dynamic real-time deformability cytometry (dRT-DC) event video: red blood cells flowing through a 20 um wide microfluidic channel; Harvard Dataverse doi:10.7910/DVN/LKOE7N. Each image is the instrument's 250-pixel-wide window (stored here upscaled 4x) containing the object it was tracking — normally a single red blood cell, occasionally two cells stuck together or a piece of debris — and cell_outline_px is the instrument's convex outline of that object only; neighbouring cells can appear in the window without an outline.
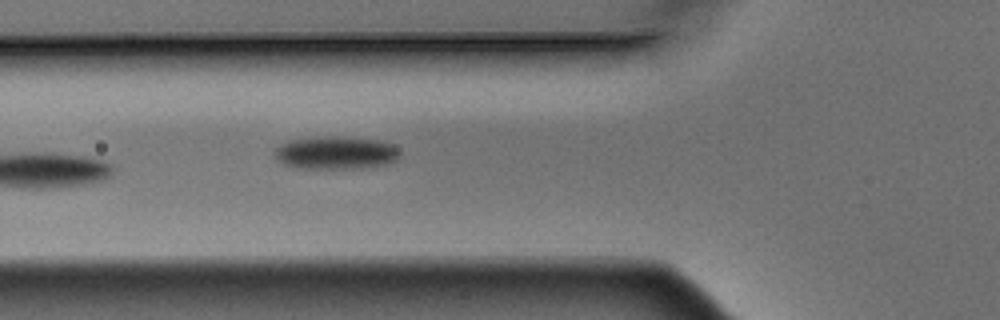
{"species": "Egyptian fruit bat (a non-hibernating species)", "species_latin": "Rousettus aegyptiacus", "temperature_condition": "warm", "stored_images_in_passage": 6, "camera_frame_rate_fps": 3000, "um_per_image_px": 0.085, "animal": {"sex": "male"}, "frame": {"image": 1, "passage_image": 5, "time_ms": 1.333, "image_size_px": [1000, 320], "cell_outline_px": [[400, 156], [396, 160], [388, 164], [360, 168], [308, 168], [284, 164], [272, 152], [272, 148], [288, 140], [324, 136], [336, 136], [384, 140], [392, 144], [400, 152]], "centroid_in_image_um": [28.56, 12.96], "position_along_channel_um": 97.2, "area_um2": 24.16}}